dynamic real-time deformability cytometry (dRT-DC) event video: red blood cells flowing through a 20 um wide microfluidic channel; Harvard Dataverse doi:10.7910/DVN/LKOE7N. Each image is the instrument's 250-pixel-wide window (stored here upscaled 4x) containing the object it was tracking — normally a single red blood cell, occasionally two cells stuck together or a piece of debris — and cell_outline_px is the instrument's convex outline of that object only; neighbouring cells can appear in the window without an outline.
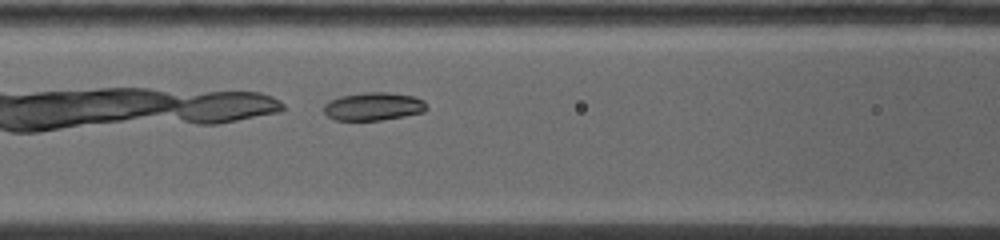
{"species": "common noctule bat (a hibernating species)", "species_latin": "Nyctalus noctula", "temperature_condition": "warm", "stored_images_in_passage": 21, "camera_frame_rate_fps": 5000, "um_per_image_px": 0.085, "animal": {"sex": "female", "body_mass_g": 19.0, "forearm_length_mm": 53.3}, "frame": {"image": 1, "passage_image": 6, "time_ms": 1.8, "image_size_px": [1000, 240], "cell_outline_px": [[428, 108], [424, 112], [404, 116], [380, 120], [332, 120], [324, 112], [324, 104], [328, 100], [340, 96], [364, 92], [392, 92], [416, 96], [424, 100]], "centroid_in_image_um": [31.75, 9.03], "position_along_channel_um": 134.8, "area_um2": 17.11}}
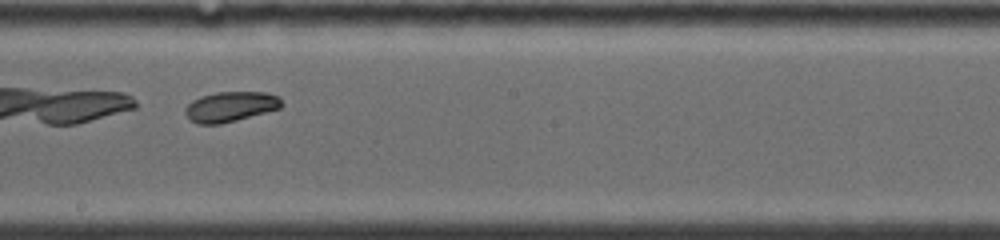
{"frame": {"image": 2, "passage_image": 12, "time_ms": 4.2, "image_size_px": [1000, 240], "cell_outline_px": [[284, 104], [280, 108], [236, 120], [220, 124], [196, 124], [188, 120], [184, 112], [184, 108], [192, 100], [200, 96], [216, 92], [268, 92], [280, 96]], "centroid_in_image_um": [19.57, 9.06], "position_along_channel_um": 228.6, "area_um2": 17.17}}
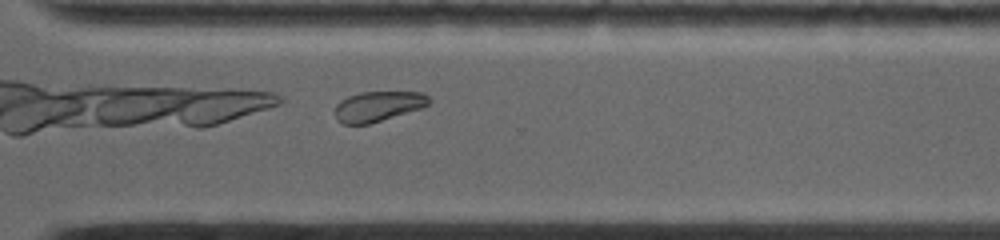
{"frame": {"image": 3, "passage_image": 19, "time_ms": 7.0, "image_size_px": [1000, 240], "cell_outline_px": [[428, 104], [420, 108], [368, 124], [344, 124], [336, 120], [336, 104], [340, 100], [348, 96], [360, 92], [424, 92], [428, 96]], "centroid_in_image_um": [32.09, 9.02], "position_along_channel_um": 338.5, "area_um2": 16.24}}